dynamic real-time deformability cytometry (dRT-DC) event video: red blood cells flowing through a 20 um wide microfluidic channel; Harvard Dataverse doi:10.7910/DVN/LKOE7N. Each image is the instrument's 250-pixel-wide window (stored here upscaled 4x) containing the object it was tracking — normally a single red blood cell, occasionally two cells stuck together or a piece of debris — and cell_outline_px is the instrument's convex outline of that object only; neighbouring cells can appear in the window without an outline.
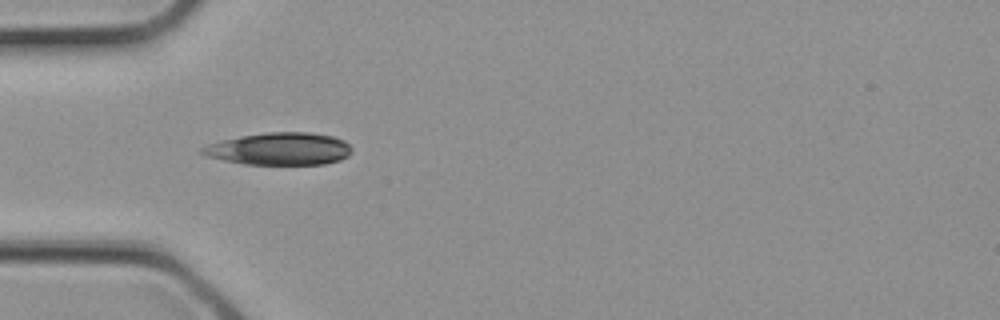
{"species": "common noctule bat (a hibernating species)", "species_latin": "Nyctalus noctula", "temperature_condition": "cold", "stored_images_in_passage": 2, "camera_frame_rate_fps": 3000, "um_per_image_px": 0.085, "animal": {"sex": "female", "body_mass_g": 21.9}, "frame": {"image": 1, "passage_image": 2, "time_ms": 0.333, "image_size_px": [1000, 320], "cell_outline_px": [[352, 152], [348, 156], [340, 160], [324, 164], [244, 164], [204, 156], [200, 152], [200, 148], [208, 144], [240, 136], [268, 132], [308, 132], [332, 136], [344, 140], [352, 148]], "centroid_in_image_um": [23.77, 12.65], "position_along_channel_um": 61.2, "area_um2": 28.21}}